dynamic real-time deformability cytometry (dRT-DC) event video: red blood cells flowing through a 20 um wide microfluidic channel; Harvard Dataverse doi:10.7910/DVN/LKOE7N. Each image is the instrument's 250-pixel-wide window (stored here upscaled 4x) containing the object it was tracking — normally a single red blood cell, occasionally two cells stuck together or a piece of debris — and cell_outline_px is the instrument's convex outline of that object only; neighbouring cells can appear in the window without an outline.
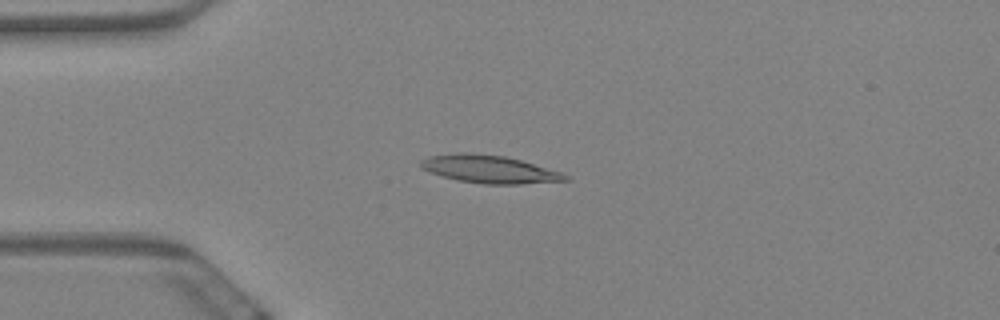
{"species": "Egyptian fruit bat (a non-hibernating species)", "species_latin": "Rousettus aegyptiacus", "temperature_condition": "warm", "stored_images_in_passage": 59, "camera_frame_rate_fps": 3000, "um_per_image_px": 0.085, "animal": {"sex": "female"}, "frame": {"image": 1, "passage_image": 15, "time_ms": 4.667, "image_size_px": [1000, 320], "cell_outline_px": [[572, 180], [520, 184], [484, 184], [460, 180], [444, 176], [432, 172], [424, 168], [420, 164], [420, 160], [428, 156], [460, 152], [472, 152], [504, 156], [520, 160], [560, 172], [568, 176]], "centroid_in_image_um": [41.61, 14.37], "position_along_channel_um": 43.4, "area_um2": 23.12}}
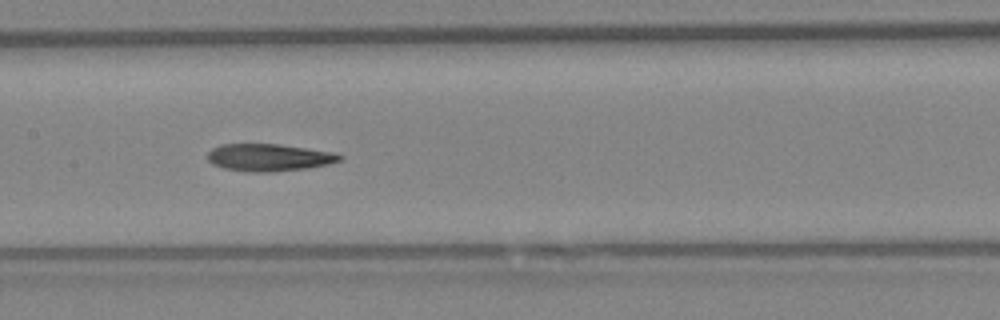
{"frame": {"image": 2, "passage_image": 29, "time_ms": 9.333, "image_size_px": [1000, 320], "cell_outline_px": [[344, 160], [328, 164], [308, 168], [272, 172], [244, 172], [224, 168], [212, 164], [208, 160], [208, 152], [212, 148], [220, 144], [280, 144], [332, 152], [344, 156]], "centroid_in_image_um": [22.86, 13.39], "position_along_channel_um": 184.5, "area_um2": 21.21}}
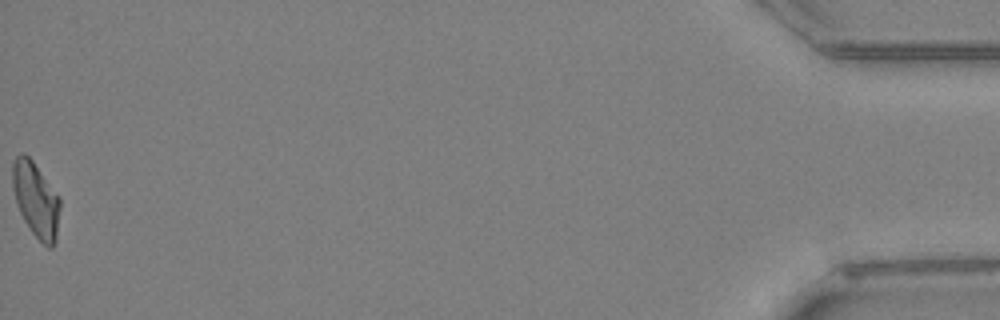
{"frame": {"image": 3, "passage_image": 59, "time_ms": 19.333, "image_size_px": [1000, 320], "cell_outline_px": [[60, 208], [56, 240], [52, 248], [48, 248], [32, 232], [24, 220], [16, 204], [12, 188], [12, 164], [16, 156], [20, 152], [24, 152], [32, 160], [60, 196]], "centroid_in_image_um": [3.05, 16.95], "position_along_channel_um": 432.2, "area_um2": 20.92}, "authors_computed_cell_mechanics": {"area_um2": 21.3282, "velocity_mm_per_s": 3.4899, "shape_relaxation_time_tau1_ms": null, "shape_relaxation_time_tau2_ms": 4.8813, "deformation_change_tau1": null, "deformation_change_tau2": 0.1499}}